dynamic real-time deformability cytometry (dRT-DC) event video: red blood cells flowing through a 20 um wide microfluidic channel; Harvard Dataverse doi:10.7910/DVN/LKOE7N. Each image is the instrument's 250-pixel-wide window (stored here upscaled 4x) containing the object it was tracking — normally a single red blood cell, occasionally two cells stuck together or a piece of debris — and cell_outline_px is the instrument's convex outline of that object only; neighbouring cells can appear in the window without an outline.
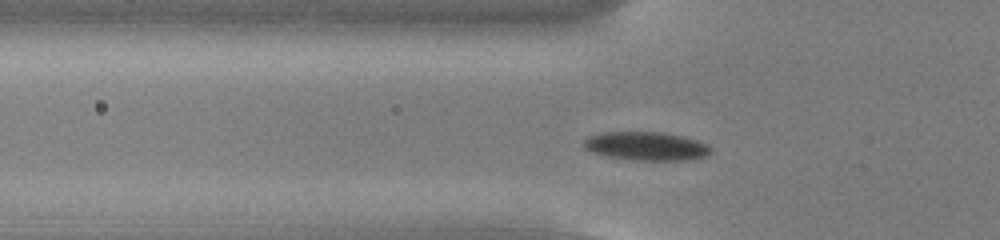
{"species": "common noctule bat (a hibernating species)", "species_latin": "Nyctalus noctula", "temperature_condition": "cold", "stored_images_in_passage": 47, "camera_frame_rate_fps": 3000, "um_per_image_px": 0.085, "animal": {"sex": "male", "body_mass_g": 13.0, "forearm_length_mm": 53.1}, "frame": {"image": 1, "passage_image": 11, "time_ms": 3.333, "image_size_px": [1000, 240], "cell_outline_px": [[712, 152], [704, 156], [688, 160], [636, 160], [608, 156], [592, 152], [584, 148], [584, 140], [588, 136], [600, 132], [660, 132], [680, 136], [696, 140], [708, 144], [712, 148]], "centroid_in_image_um": [54.92, 12.42], "position_along_channel_um": 70.9, "area_um2": 21.04}}
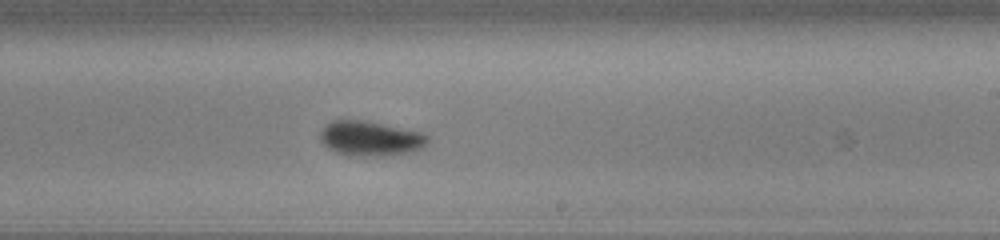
{"frame": {"image": 2, "passage_image": 26, "time_ms": 8.333, "image_size_px": [1000, 240], "cell_outline_px": [[428, 144], [424, 148], [412, 152], [392, 156], [348, 156], [336, 152], [328, 148], [320, 140], [320, 132], [332, 120], [360, 120], [420, 132], [428, 136]], "centroid_in_image_um": [31.5, 11.81], "position_along_channel_um": 257.5, "area_um2": 21.85}}
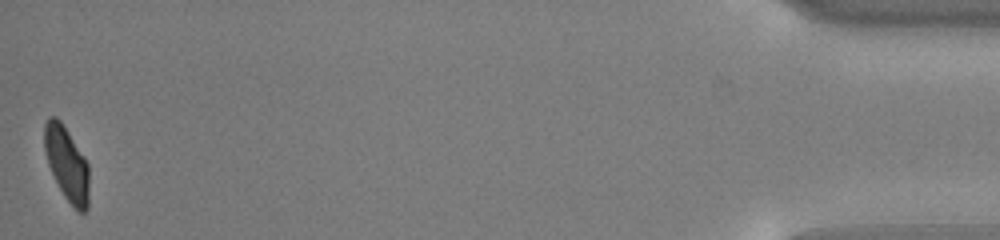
{"frame": {"image": 3, "passage_image": 47, "time_ms": 15.333, "image_size_px": [1000, 240], "cell_outline_px": [[88, 208], [84, 212], [80, 212], [64, 196], [48, 164], [44, 148], [44, 124], [48, 116], [56, 116], [60, 120], [68, 132], [88, 164]], "centroid_in_image_um": [5.66, 13.88], "position_along_channel_um": 429.5, "area_um2": 18.84}, "authors_computed_cell_mechanics": {"area_um2": 20.5768, "velocity_mm_per_s": 3.7526, "shape_relaxation_time_tau1_ms": 1.789, "shape_relaxation_time_tau2_ms": 1.4301, "deformation_change_tau1": 0.1367, "deformation_change_tau2": 0.0596}}